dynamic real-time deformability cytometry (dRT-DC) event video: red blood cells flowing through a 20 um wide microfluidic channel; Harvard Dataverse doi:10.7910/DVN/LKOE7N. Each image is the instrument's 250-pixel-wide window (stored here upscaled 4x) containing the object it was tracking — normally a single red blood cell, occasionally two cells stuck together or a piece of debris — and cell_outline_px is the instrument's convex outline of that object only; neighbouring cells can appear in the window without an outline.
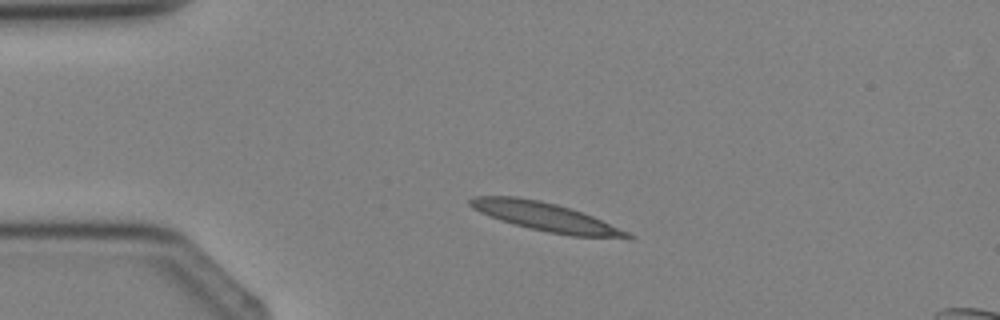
{"species": "Egyptian fruit bat (a non-hibernating species)", "species_latin": "Rousettus aegyptiacus", "temperature_condition": "cold", "stored_images_in_passage": 3, "camera_frame_rate_fps": 3000, "um_per_image_px": 0.085, "animal": {"sex": "female"}, "frame": {"image": 1, "passage_image": 2, "time_ms": 1.333, "image_size_px": [1000, 320], "cell_outline_px": [[636, 236], [632, 240], [572, 236], [548, 232], [500, 220], [480, 212], [472, 208], [468, 204], [468, 200], [472, 196], [516, 196], [540, 200], [556, 204], [592, 216], [628, 232]], "centroid_in_image_um": [46.43, 18.45], "position_along_channel_um": 38.6, "area_um2": 26.18}}